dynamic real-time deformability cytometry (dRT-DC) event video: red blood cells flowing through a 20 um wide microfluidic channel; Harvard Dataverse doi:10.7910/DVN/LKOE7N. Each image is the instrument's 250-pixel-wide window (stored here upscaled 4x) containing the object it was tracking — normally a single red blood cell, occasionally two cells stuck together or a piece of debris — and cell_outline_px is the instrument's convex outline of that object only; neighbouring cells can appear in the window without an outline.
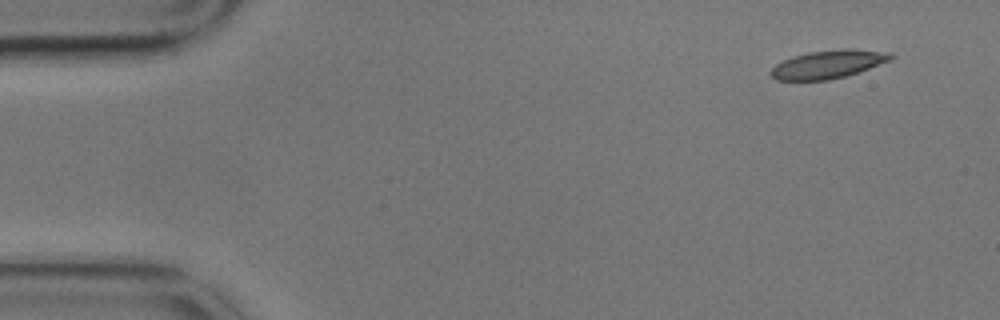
{"species": "common noctule bat (a hibernating species)", "species_latin": "Nyctalus noctula", "temperature_condition": "cold", "stored_images_in_passage": 5, "camera_frame_rate_fps": 3000, "um_per_image_px": 0.085, "animal": {"sex": "male", "body_mass_g": 17.9}, "frame": {"image": 1, "passage_image": 1, "time_ms": 0.0, "image_size_px": [1000, 320], "cell_outline_px": [[896, 56], [888, 60], [868, 68], [844, 76], [828, 80], [776, 80], [768, 72], [776, 64], [792, 56], [808, 52], [848, 48], [892, 52]], "centroid_in_image_um": [70.37, 5.45], "position_along_channel_um": 14.6, "area_um2": 19.54}}
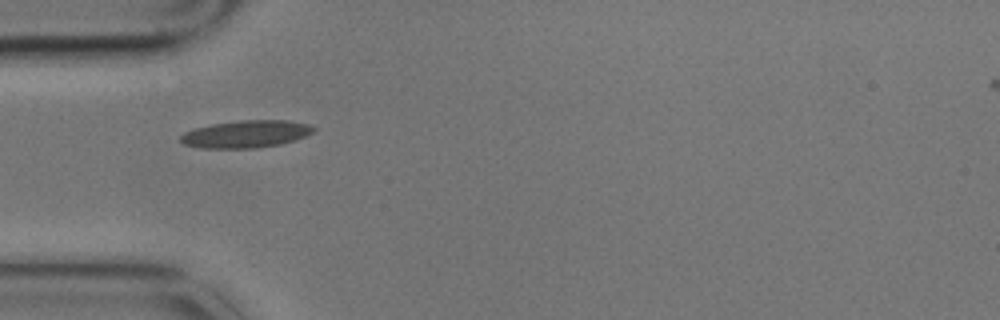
{"frame": {"image": 2, "passage_image": 4, "time_ms": 1.0, "image_size_px": [1000, 320], "cell_outline_px": [[316, 128], [312, 132], [304, 136], [280, 144], [256, 148], [204, 148], [184, 144], [180, 140], [180, 136], [184, 132], [196, 128], [212, 124], [240, 120], [288, 120], [308, 124]], "centroid_in_image_um": [20.9, 11.39], "position_along_channel_um": 64.1, "area_um2": 20.98}}